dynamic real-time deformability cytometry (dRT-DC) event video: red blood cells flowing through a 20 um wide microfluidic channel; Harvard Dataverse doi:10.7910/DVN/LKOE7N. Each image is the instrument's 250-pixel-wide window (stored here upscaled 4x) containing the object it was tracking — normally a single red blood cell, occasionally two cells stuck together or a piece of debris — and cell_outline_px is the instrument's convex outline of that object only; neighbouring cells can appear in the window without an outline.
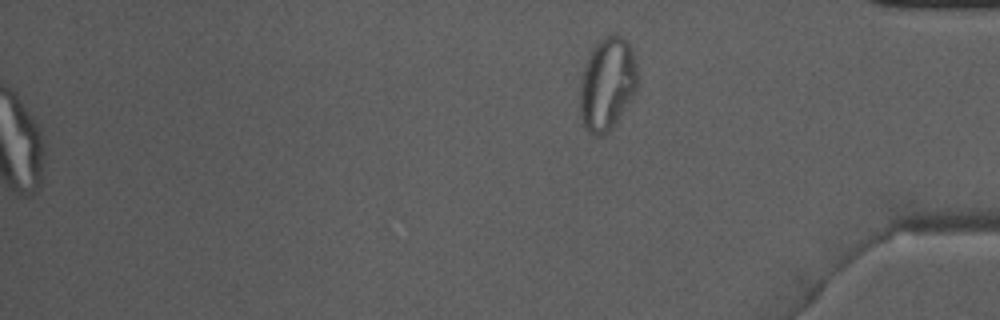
{"species": "Egyptian fruit bat (a non-hibernating species)", "species_latin": "Rousettus aegyptiacus", "temperature_condition": "warm", "stored_images_in_passage": 36, "segment_of_instrument_passage": [2, 2], "camera_frame_rate_fps": 3000, "um_per_image_px": 0.085, "animal": {"sex": "male"}, "frame": {"image": 1, "passage_image": 36, "time_ms": 11.667, "image_size_px": [1000, 320], "cell_outline_px": [[640, 88], [612, 128], [604, 136], [596, 136], [584, 124], [580, 112], [580, 80], [588, 56], [596, 40], [612, 32], [616, 32], [628, 40], [632, 48], [640, 80]], "centroid_in_image_um": [51.67, 7.06], "position_along_channel_um": 383.5, "area_um2": 32.14}}